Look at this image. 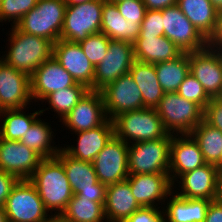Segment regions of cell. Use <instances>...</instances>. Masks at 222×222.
I'll return each mask as SVG.
<instances>
[{
  "mask_svg": "<svg viewBox=\"0 0 222 222\" xmlns=\"http://www.w3.org/2000/svg\"><path fill=\"white\" fill-rule=\"evenodd\" d=\"M75 79L52 56L30 75V93L34 102H41L47 95L76 85Z\"/></svg>",
  "mask_w": 222,
  "mask_h": 222,
  "instance_id": "obj_20",
  "label": "cell"
},
{
  "mask_svg": "<svg viewBox=\"0 0 222 222\" xmlns=\"http://www.w3.org/2000/svg\"><path fill=\"white\" fill-rule=\"evenodd\" d=\"M220 172L222 173V153H221V159H220Z\"/></svg>",
  "mask_w": 222,
  "mask_h": 222,
  "instance_id": "obj_53",
  "label": "cell"
},
{
  "mask_svg": "<svg viewBox=\"0 0 222 222\" xmlns=\"http://www.w3.org/2000/svg\"><path fill=\"white\" fill-rule=\"evenodd\" d=\"M204 222H222V203L218 199L210 202Z\"/></svg>",
  "mask_w": 222,
  "mask_h": 222,
  "instance_id": "obj_45",
  "label": "cell"
},
{
  "mask_svg": "<svg viewBox=\"0 0 222 222\" xmlns=\"http://www.w3.org/2000/svg\"><path fill=\"white\" fill-rule=\"evenodd\" d=\"M66 6L65 0H38L37 5L26 13L15 27L55 43L60 39Z\"/></svg>",
  "mask_w": 222,
  "mask_h": 222,
  "instance_id": "obj_4",
  "label": "cell"
},
{
  "mask_svg": "<svg viewBox=\"0 0 222 222\" xmlns=\"http://www.w3.org/2000/svg\"><path fill=\"white\" fill-rule=\"evenodd\" d=\"M190 72L202 84L210 98H215L222 87V51L209 46L188 52Z\"/></svg>",
  "mask_w": 222,
  "mask_h": 222,
  "instance_id": "obj_17",
  "label": "cell"
},
{
  "mask_svg": "<svg viewBox=\"0 0 222 222\" xmlns=\"http://www.w3.org/2000/svg\"><path fill=\"white\" fill-rule=\"evenodd\" d=\"M177 93L183 98L198 104L203 110L209 104L211 98L205 92L202 84L191 72L186 76L179 86Z\"/></svg>",
  "mask_w": 222,
  "mask_h": 222,
  "instance_id": "obj_38",
  "label": "cell"
},
{
  "mask_svg": "<svg viewBox=\"0 0 222 222\" xmlns=\"http://www.w3.org/2000/svg\"><path fill=\"white\" fill-rule=\"evenodd\" d=\"M220 176L221 172L216 165L205 164L182 174L173 183V191L183 198L216 200Z\"/></svg>",
  "mask_w": 222,
  "mask_h": 222,
  "instance_id": "obj_14",
  "label": "cell"
},
{
  "mask_svg": "<svg viewBox=\"0 0 222 222\" xmlns=\"http://www.w3.org/2000/svg\"><path fill=\"white\" fill-rule=\"evenodd\" d=\"M108 119L101 92L88 90L61 122L69 134L97 128Z\"/></svg>",
  "mask_w": 222,
  "mask_h": 222,
  "instance_id": "obj_15",
  "label": "cell"
},
{
  "mask_svg": "<svg viewBox=\"0 0 222 222\" xmlns=\"http://www.w3.org/2000/svg\"><path fill=\"white\" fill-rule=\"evenodd\" d=\"M50 222H66L61 217H52Z\"/></svg>",
  "mask_w": 222,
  "mask_h": 222,
  "instance_id": "obj_51",
  "label": "cell"
},
{
  "mask_svg": "<svg viewBox=\"0 0 222 222\" xmlns=\"http://www.w3.org/2000/svg\"><path fill=\"white\" fill-rule=\"evenodd\" d=\"M60 217L66 222H107L104 204L75 194Z\"/></svg>",
  "mask_w": 222,
  "mask_h": 222,
  "instance_id": "obj_35",
  "label": "cell"
},
{
  "mask_svg": "<svg viewBox=\"0 0 222 222\" xmlns=\"http://www.w3.org/2000/svg\"><path fill=\"white\" fill-rule=\"evenodd\" d=\"M165 130L172 135L190 134L203 120L204 110L177 92L165 93L155 107Z\"/></svg>",
  "mask_w": 222,
  "mask_h": 222,
  "instance_id": "obj_5",
  "label": "cell"
},
{
  "mask_svg": "<svg viewBox=\"0 0 222 222\" xmlns=\"http://www.w3.org/2000/svg\"><path fill=\"white\" fill-rule=\"evenodd\" d=\"M29 181L50 215L60 217L74 195L62 162L57 157L42 159Z\"/></svg>",
  "mask_w": 222,
  "mask_h": 222,
  "instance_id": "obj_1",
  "label": "cell"
},
{
  "mask_svg": "<svg viewBox=\"0 0 222 222\" xmlns=\"http://www.w3.org/2000/svg\"><path fill=\"white\" fill-rule=\"evenodd\" d=\"M218 101L222 102V87L220 93L215 97Z\"/></svg>",
  "mask_w": 222,
  "mask_h": 222,
  "instance_id": "obj_52",
  "label": "cell"
},
{
  "mask_svg": "<svg viewBox=\"0 0 222 222\" xmlns=\"http://www.w3.org/2000/svg\"><path fill=\"white\" fill-rule=\"evenodd\" d=\"M135 60L156 64L173 60L183 52L166 36L139 35L133 42Z\"/></svg>",
  "mask_w": 222,
  "mask_h": 222,
  "instance_id": "obj_25",
  "label": "cell"
},
{
  "mask_svg": "<svg viewBox=\"0 0 222 222\" xmlns=\"http://www.w3.org/2000/svg\"><path fill=\"white\" fill-rule=\"evenodd\" d=\"M38 0H1L0 23H10L15 26L17 22L32 8Z\"/></svg>",
  "mask_w": 222,
  "mask_h": 222,
  "instance_id": "obj_36",
  "label": "cell"
},
{
  "mask_svg": "<svg viewBox=\"0 0 222 222\" xmlns=\"http://www.w3.org/2000/svg\"><path fill=\"white\" fill-rule=\"evenodd\" d=\"M164 36L182 52L200 51L208 46V40L175 5L162 10Z\"/></svg>",
  "mask_w": 222,
  "mask_h": 222,
  "instance_id": "obj_10",
  "label": "cell"
},
{
  "mask_svg": "<svg viewBox=\"0 0 222 222\" xmlns=\"http://www.w3.org/2000/svg\"><path fill=\"white\" fill-rule=\"evenodd\" d=\"M190 134L197 141L205 162L216 165L220 171L222 132L202 120Z\"/></svg>",
  "mask_w": 222,
  "mask_h": 222,
  "instance_id": "obj_33",
  "label": "cell"
},
{
  "mask_svg": "<svg viewBox=\"0 0 222 222\" xmlns=\"http://www.w3.org/2000/svg\"><path fill=\"white\" fill-rule=\"evenodd\" d=\"M73 134L77 136V139L74 140L77 142L76 145L63 144L64 146L61 148L75 159L93 162L98 153L115 135L113 121L108 119L97 128Z\"/></svg>",
  "mask_w": 222,
  "mask_h": 222,
  "instance_id": "obj_23",
  "label": "cell"
},
{
  "mask_svg": "<svg viewBox=\"0 0 222 222\" xmlns=\"http://www.w3.org/2000/svg\"><path fill=\"white\" fill-rule=\"evenodd\" d=\"M56 157L62 162L75 195L101 204L105 203L107 186L98 181L92 162L75 159L62 148Z\"/></svg>",
  "mask_w": 222,
  "mask_h": 222,
  "instance_id": "obj_9",
  "label": "cell"
},
{
  "mask_svg": "<svg viewBox=\"0 0 222 222\" xmlns=\"http://www.w3.org/2000/svg\"><path fill=\"white\" fill-rule=\"evenodd\" d=\"M203 120L222 132V102L216 98H211L209 104L204 109Z\"/></svg>",
  "mask_w": 222,
  "mask_h": 222,
  "instance_id": "obj_42",
  "label": "cell"
},
{
  "mask_svg": "<svg viewBox=\"0 0 222 222\" xmlns=\"http://www.w3.org/2000/svg\"><path fill=\"white\" fill-rule=\"evenodd\" d=\"M141 24L126 21L115 3L104 1L101 32L109 39L133 43L139 36Z\"/></svg>",
  "mask_w": 222,
  "mask_h": 222,
  "instance_id": "obj_27",
  "label": "cell"
},
{
  "mask_svg": "<svg viewBox=\"0 0 222 222\" xmlns=\"http://www.w3.org/2000/svg\"><path fill=\"white\" fill-rule=\"evenodd\" d=\"M139 208L127 180L107 186L104 203L107 222H124Z\"/></svg>",
  "mask_w": 222,
  "mask_h": 222,
  "instance_id": "obj_26",
  "label": "cell"
},
{
  "mask_svg": "<svg viewBox=\"0 0 222 222\" xmlns=\"http://www.w3.org/2000/svg\"><path fill=\"white\" fill-rule=\"evenodd\" d=\"M119 12L126 21L134 24H141L146 12V7L142 0H122L115 2Z\"/></svg>",
  "mask_w": 222,
  "mask_h": 222,
  "instance_id": "obj_39",
  "label": "cell"
},
{
  "mask_svg": "<svg viewBox=\"0 0 222 222\" xmlns=\"http://www.w3.org/2000/svg\"><path fill=\"white\" fill-rule=\"evenodd\" d=\"M217 199L222 203V173H221L220 181H219V189H218V198Z\"/></svg>",
  "mask_w": 222,
  "mask_h": 222,
  "instance_id": "obj_49",
  "label": "cell"
},
{
  "mask_svg": "<svg viewBox=\"0 0 222 222\" xmlns=\"http://www.w3.org/2000/svg\"><path fill=\"white\" fill-rule=\"evenodd\" d=\"M107 1L112 2V3H115V2L122 1V0H107Z\"/></svg>",
  "mask_w": 222,
  "mask_h": 222,
  "instance_id": "obj_54",
  "label": "cell"
},
{
  "mask_svg": "<svg viewBox=\"0 0 222 222\" xmlns=\"http://www.w3.org/2000/svg\"><path fill=\"white\" fill-rule=\"evenodd\" d=\"M88 90L89 88L84 84L77 83L68 88L52 92L41 101L42 105L45 102V105L49 104V107L45 109L41 108L40 112L43 115L48 109L53 110L52 112L57 115L56 118L58 117L59 122H61Z\"/></svg>",
  "mask_w": 222,
  "mask_h": 222,
  "instance_id": "obj_34",
  "label": "cell"
},
{
  "mask_svg": "<svg viewBox=\"0 0 222 222\" xmlns=\"http://www.w3.org/2000/svg\"><path fill=\"white\" fill-rule=\"evenodd\" d=\"M87 1H90V0H65L67 5H75V4H79V3H83Z\"/></svg>",
  "mask_w": 222,
  "mask_h": 222,
  "instance_id": "obj_50",
  "label": "cell"
},
{
  "mask_svg": "<svg viewBox=\"0 0 222 222\" xmlns=\"http://www.w3.org/2000/svg\"><path fill=\"white\" fill-rule=\"evenodd\" d=\"M29 107L31 106L0 112V138L20 141L22 137H25V133L32 124L39 116H42L40 108L29 113Z\"/></svg>",
  "mask_w": 222,
  "mask_h": 222,
  "instance_id": "obj_30",
  "label": "cell"
},
{
  "mask_svg": "<svg viewBox=\"0 0 222 222\" xmlns=\"http://www.w3.org/2000/svg\"><path fill=\"white\" fill-rule=\"evenodd\" d=\"M210 1L218 11L222 10V0H210Z\"/></svg>",
  "mask_w": 222,
  "mask_h": 222,
  "instance_id": "obj_48",
  "label": "cell"
},
{
  "mask_svg": "<svg viewBox=\"0 0 222 222\" xmlns=\"http://www.w3.org/2000/svg\"><path fill=\"white\" fill-rule=\"evenodd\" d=\"M126 180L140 207L162 208L168 195L173 191L169 173L129 175Z\"/></svg>",
  "mask_w": 222,
  "mask_h": 222,
  "instance_id": "obj_19",
  "label": "cell"
},
{
  "mask_svg": "<svg viewBox=\"0 0 222 222\" xmlns=\"http://www.w3.org/2000/svg\"><path fill=\"white\" fill-rule=\"evenodd\" d=\"M129 73L142 93L144 106L155 108L165 94L158 81L155 65L135 60Z\"/></svg>",
  "mask_w": 222,
  "mask_h": 222,
  "instance_id": "obj_29",
  "label": "cell"
},
{
  "mask_svg": "<svg viewBox=\"0 0 222 222\" xmlns=\"http://www.w3.org/2000/svg\"><path fill=\"white\" fill-rule=\"evenodd\" d=\"M110 40L104 33L99 32L89 35L85 40L79 42V45L95 67L104 59Z\"/></svg>",
  "mask_w": 222,
  "mask_h": 222,
  "instance_id": "obj_37",
  "label": "cell"
},
{
  "mask_svg": "<svg viewBox=\"0 0 222 222\" xmlns=\"http://www.w3.org/2000/svg\"><path fill=\"white\" fill-rule=\"evenodd\" d=\"M162 10H146L139 35L164 36Z\"/></svg>",
  "mask_w": 222,
  "mask_h": 222,
  "instance_id": "obj_40",
  "label": "cell"
},
{
  "mask_svg": "<svg viewBox=\"0 0 222 222\" xmlns=\"http://www.w3.org/2000/svg\"><path fill=\"white\" fill-rule=\"evenodd\" d=\"M8 31L7 51L0 55L8 65L27 73L29 76L46 60L53 56L51 40L28 34L11 26Z\"/></svg>",
  "mask_w": 222,
  "mask_h": 222,
  "instance_id": "obj_2",
  "label": "cell"
},
{
  "mask_svg": "<svg viewBox=\"0 0 222 222\" xmlns=\"http://www.w3.org/2000/svg\"><path fill=\"white\" fill-rule=\"evenodd\" d=\"M177 6L207 40L212 36L218 10L210 0H177Z\"/></svg>",
  "mask_w": 222,
  "mask_h": 222,
  "instance_id": "obj_28",
  "label": "cell"
},
{
  "mask_svg": "<svg viewBox=\"0 0 222 222\" xmlns=\"http://www.w3.org/2000/svg\"><path fill=\"white\" fill-rule=\"evenodd\" d=\"M53 57L75 79L93 90L94 66L79 43L59 39L53 45Z\"/></svg>",
  "mask_w": 222,
  "mask_h": 222,
  "instance_id": "obj_22",
  "label": "cell"
},
{
  "mask_svg": "<svg viewBox=\"0 0 222 222\" xmlns=\"http://www.w3.org/2000/svg\"><path fill=\"white\" fill-rule=\"evenodd\" d=\"M128 150L122 139H110L92 162L99 182L108 186L128 178Z\"/></svg>",
  "mask_w": 222,
  "mask_h": 222,
  "instance_id": "obj_11",
  "label": "cell"
},
{
  "mask_svg": "<svg viewBox=\"0 0 222 222\" xmlns=\"http://www.w3.org/2000/svg\"><path fill=\"white\" fill-rule=\"evenodd\" d=\"M208 46L222 51V10L218 11L216 28L212 36L208 39Z\"/></svg>",
  "mask_w": 222,
  "mask_h": 222,
  "instance_id": "obj_44",
  "label": "cell"
},
{
  "mask_svg": "<svg viewBox=\"0 0 222 222\" xmlns=\"http://www.w3.org/2000/svg\"><path fill=\"white\" fill-rule=\"evenodd\" d=\"M114 134L128 145L131 143L172 138L163 127L155 108H143L117 115L112 119Z\"/></svg>",
  "mask_w": 222,
  "mask_h": 222,
  "instance_id": "obj_3",
  "label": "cell"
},
{
  "mask_svg": "<svg viewBox=\"0 0 222 222\" xmlns=\"http://www.w3.org/2000/svg\"><path fill=\"white\" fill-rule=\"evenodd\" d=\"M146 10H163L177 5V0H142Z\"/></svg>",
  "mask_w": 222,
  "mask_h": 222,
  "instance_id": "obj_46",
  "label": "cell"
},
{
  "mask_svg": "<svg viewBox=\"0 0 222 222\" xmlns=\"http://www.w3.org/2000/svg\"><path fill=\"white\" fill-rule=\"evenodd\" d=\"M18 181L16 176L0 170V207H4L7 197Z\"/></svg>",
  "mask_w": 222,
  "mask_h": 222,
  "instance_id": "obj_43",
  "label": "cell"
},
{
  "mask_svg": "<svg viewBox=\"0 0 222 222\" xmlns=\"http://www.w3.org/2000/svg\"><path fill=\"white\" fill-rule=\"evenodd\" d=\"M8 222H50L35 186L29 180H19L4 204Z\"/></svg>",
  "mask_w": 222,
  "mask_h": 222,
  "instance_id": "obj_7",
  "label": "cell"
},
{
  "mask_svg": "<svg viewBox=\"0 0 222 222\" xmlns=\"http://www.w3.org/2000/svg\"><path fill=\"white\" fill-rule=\"evenodd\" d=\"M124 222H164V212L158 207H140Z\"/></svg>",
  "mask_w": 222,
  "mask_h": 222,
  "instance_id": "obj_41",
  "label": "cell"
},
{
  "mask_svg": "<svg viewBox=\"0 0 222 222\" xmlns=\"http://www.w3.org/2000/svg\"><path fill=\"white\" fill-rule=\"evenodd\" d=\"M0 222H8V218L3 207H0Z\"/></svg>",
  "mask_w": 222,
  "mask_h": 222,
  "instance_id": "obj_47",
  "label": "cell"
},
{
  "mask_svg": "<svg viewBox=\"0 0 222 222\" xmlns=\"http://www.w3.org/2000/svg\"><path fill=\"white\" fill-rule=\"evenodd\" d=\"M207 164L197 141L191 134L172 135L169 177L172 184L187 172Z\"/></svg>",
  "mask_w": 222,
  "mask_h": 222,
  "instance_id": "obj_21",
  "label": "cell"
},
{
  "mask_svg": "<svg viewBox=\"0 0 222 222\" xmlns=\"http://www.w3.org/2000/svg\"><path fill=\"white\" fill-rule=\"evenodd\" d=\"M100 92L110 120L122 113L146 108L143 104L142 93L130 73L121 75Z\"/></svg>",
  "mask_w": 222,
  "mask_h": 222,
  "instance_id": "obj_13",
  "label": "cell"
},
{
  "mask_svg": "<svg viewBox=\"0 0 222 222\" xmlns=\"http://www.w3.org/2000/svg\"><path fill=\"white\" fill-rule=\"evenodd\" d=\"M42 157L20 141L0 138V170L29 180L38 168Z\"/></svg>",
  "mask_w": 222,
  "mask_h": 222,
  "instance_id": "obj_18",
  "label": "cell"
},
{
  "mask_svg": "<svg viewBox=\"0 0 222 222\" xmlns=\"http://www.w3.org/2000/svg\"><path fill=\"white\" fill-rule=\"evenodd\" d=\"M105 0L67 5L60 39L79 43L89 35L101 32L102 10Z\"/></svg>",
  "mask_w": 222,
  "mask_h": 222,
  "instance_id": "obj_6",
  "label": "cell"
},
{
  "mask_svg": "<svg viewBox=\"0 0 222 222\" xmlns=\"http://www.w3.org/2000/svg\"><path fill=\"white\" fill-rule=\"evenodd\" d=\"M134 61L133 43L110 40L104 59L94 68L93 90L100 91L129 73Z\"/></svg>",
  "mask_w": 222,
  "mask_h": 222,
  "instance_id": "obj_12",
  "label": "cell"
},
{
  "mask_svg": "<svg viewBox=\"0 0 222 222\" xmlns=\"http://www.w3.org/2000/svg\"><path fill=\"white\" fill-rule=\"evenodd\" d=\"M41 119L42 118L39 117L32 124L20 142L35 151L43 159L56 157L62 146L55 144L54 139L56 134H54L51 124Z\"/></svg>",
  "mask_w": 222,
  "mask_h": 222,
  "instance_id": "obj_31",
  "label": "cell"
},
{
  "mask_svg": "<svg viewBox=\"0 0 222 222\" xmlns=\"http://www.w3.org/2000/svg\"><path fill=\"white\" fill-rule=\"evenodd\" d=\"M154 65L158 81L165 93L177 92L190 72L189 56L186 52L173 60L158 62Z\"/></svg>",
  "mask_w": 222,
  "mask_h": 222,
  "instance_id": "obj_32",
  "label": "cell"
},
{
  "mask_svg": "<svg viewBox=\"0 0 222 222\" xmlns=\"http://www.w3.org/2000/svg\"><path fill=\"white\" fill-rule=\"evenodd\" d=\"M30 76L0 58V112L30 106Z\"/></svg>",
  "mask_w": 222,
  "mask_h": 222,
  "instance_id": "obj_16",
  "label": "cell"
},
{
  "mask_svg": "<svg viewBox=\"0 0 222 222\" xmlns=\"http://www.w3.org/2000/svg\"><path fill=\"white\" fill-rule=\"evenodd\" d=\"M171 138L129 144V175L169 173Z\"/></svg>",
  "mask_w": 222,
  "mask_h": 222,
  "instance_id": "obj_8",
  "label": "cell"
},
{
  "mask_svg": "<svg viewBox=\"0 0 222 222\" xmlns=\"http://www.w3.org/2000/svg\"><path fill=\"white\" fill-rule=\"evenodd\" d=\"M168 197L162 207L164 222H204L211 200L183 198L174 191Z\"/></svg>",
  "mask_w": 222,
  "mask_h": 222,
  "instance_id": "obj_24",
  "label": "cell"
}]
</instances>
